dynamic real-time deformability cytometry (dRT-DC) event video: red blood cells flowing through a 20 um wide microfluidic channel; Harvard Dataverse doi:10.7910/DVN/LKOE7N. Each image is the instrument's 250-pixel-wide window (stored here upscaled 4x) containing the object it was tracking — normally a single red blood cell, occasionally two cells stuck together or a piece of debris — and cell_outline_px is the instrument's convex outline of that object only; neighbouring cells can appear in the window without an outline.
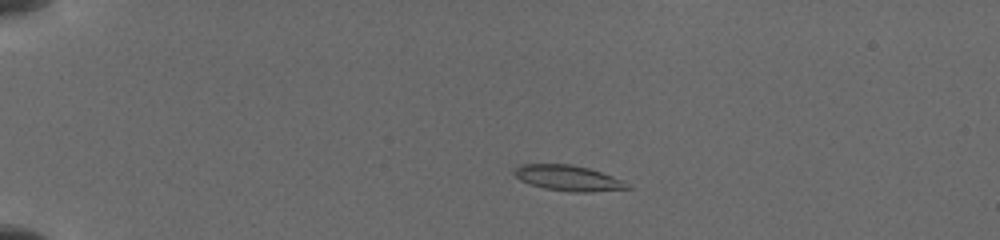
{"species": "common noctule bat (a hibernating species)", "species_latin": "Nyctalus noctula", "temperature_condition": "cold", "stored_images_in_passage": 19, "camera_frame_rate_fps": 3000, "um_per_image_px": 0.085, "animal": {"sex": "female", "body_mass_g": 19.5, "forearm_length_mm": 54.1}, "frame": {"image": 1, "passage_image": 9, "time_ms": 1.667, "image_size_px": [1000, 240], "cell_outline_px": [[632, 188], [584, 192], [544, 188], [520, 180], [512, 172], [520, 164], [572, 164], [588, 168], [612, 176], [620, 180]], "centroid_in_image_um": [48.24, 15.11], "position_along_channel_um": 36.8, "area_um2": 16.3}}